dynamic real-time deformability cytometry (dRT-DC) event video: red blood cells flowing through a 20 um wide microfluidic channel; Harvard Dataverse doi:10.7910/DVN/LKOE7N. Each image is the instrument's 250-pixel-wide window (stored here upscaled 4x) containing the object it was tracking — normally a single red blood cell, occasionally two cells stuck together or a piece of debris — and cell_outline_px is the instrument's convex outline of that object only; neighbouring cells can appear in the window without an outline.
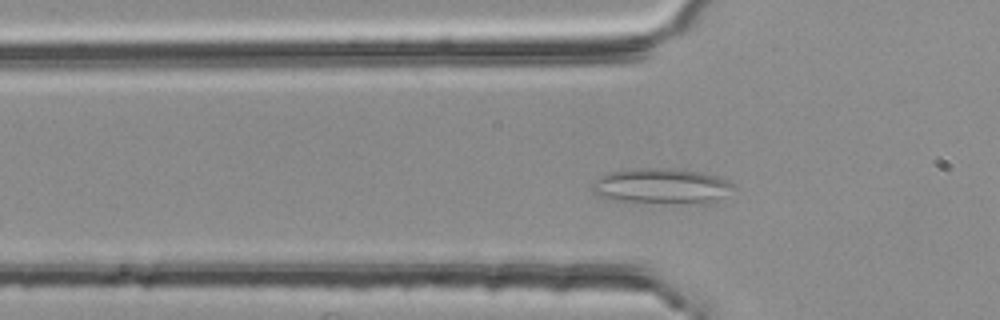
{"species": "common noctule bat (a hibernating species)", "species_latin": "Nyctalus noctula", "temperature_condition": "room temperature", "stored_images_in_passage": 46, "camera_frame_rate_fps": 3000, "um_per_image_px": 0.085, "animal": {"sex": "female", "body_mass_g": 25.1}, "frame": {"image": 1, "passage_image": 12, "time_ms": 3.667, "image_size_px": [1000, 320], "cell_outline_px": [[732, 184], [716, 200], [704, 204], [700, 204], [612, 200], [596, 196], [592, 192], [592, 180], [596, 176], [608, 172], [640, 168], [672, 168], [700, 172], [716, 176], [728, 180]], "centroid_in_image_um": [56.08, 15.81], "position_along_channel_um": 69.7, "area_um2": 28.96}}
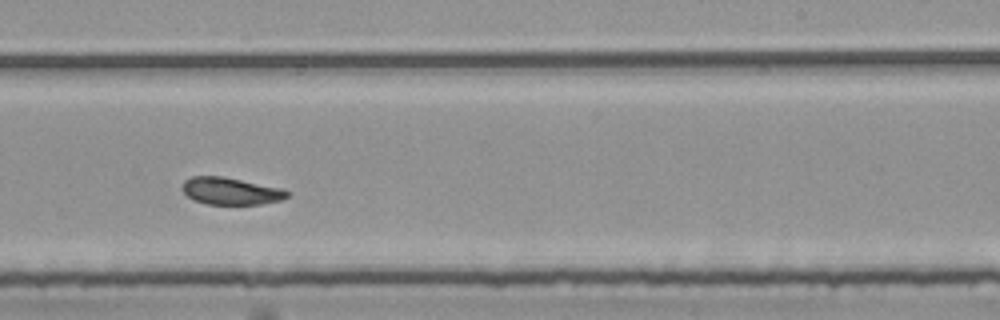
{"frame": {"image": 2, "passage_image": 28, "time_ms": 9.0, "image_size_px": [1000, 320], "cell_outline_px": [[292, 192], [288, 196], [280, 200], [260, 204], [208, 204], [192, 200], [180, 188], [184, 180], [192, 176], [220, 176], [280, 188]], "centroid_in_image_um": [19.57, 16.24], "position_along_channel_um": 269.4, "area_um2": 16.47}}
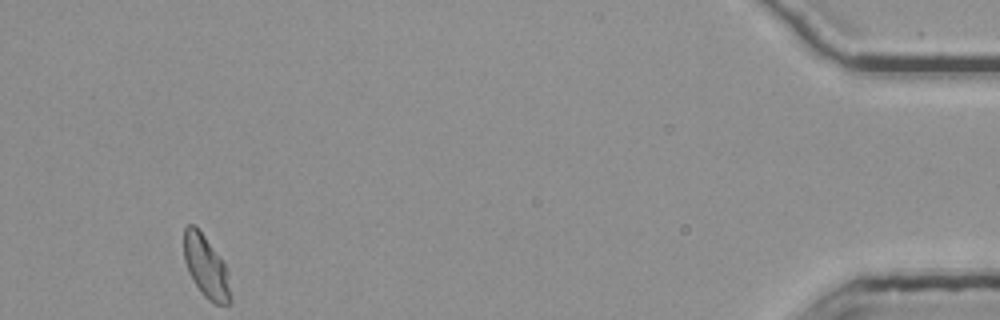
{"frame": {"image": 3, "passage_image": 46, "time_ms": 15.0, "image_size_px": [1000, 320], "cell_outline_px": [[232, 304], [216, 304], [208, 300], [200, 292], [192, 280], [188, 272], [184, 260], [184, 228], [188, 224], [192, 224], [204, 236], [224, 264], [228, 272], [232, 300]], "centroid_in_image_um": [17.51, 22.74], "position_along_channel_um": 417.7, "area_um2": 16.82}}